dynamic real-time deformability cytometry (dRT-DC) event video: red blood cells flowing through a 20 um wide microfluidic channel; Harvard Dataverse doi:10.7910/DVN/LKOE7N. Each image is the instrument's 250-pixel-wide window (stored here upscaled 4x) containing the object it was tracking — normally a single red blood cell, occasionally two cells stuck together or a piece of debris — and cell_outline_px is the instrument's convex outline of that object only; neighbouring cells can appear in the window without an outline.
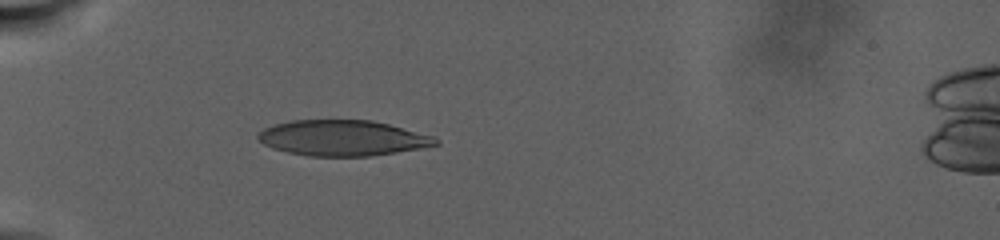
{"species": "human", "species_latin": "Homo sapiens", "temperature_condition": "warm", "stored_images_in_passage": 86, "camera_frame_rate_fps": 3000, "um_per_image_px": 0.085, "donor": {"sex": "male"}, "frame": {"image": 1, "passage_image": 29, "time_ms": 10.667, "image_size_px": [1000, 240], "cell_outline_px": [[440, 144], [420, 148], [396, 152], [368, 156], [308, 156], [288, 152], [272, 148], [264, 144], [256, 136], [264, 128], [276, 124], [292, 120], [372, 120], [388, 124], [432, 136], [440, 140]], "centroid_in_image_um": [29.11, 11.73], "position_along_channel_um": 55.9, "area_um2": 36.59}}
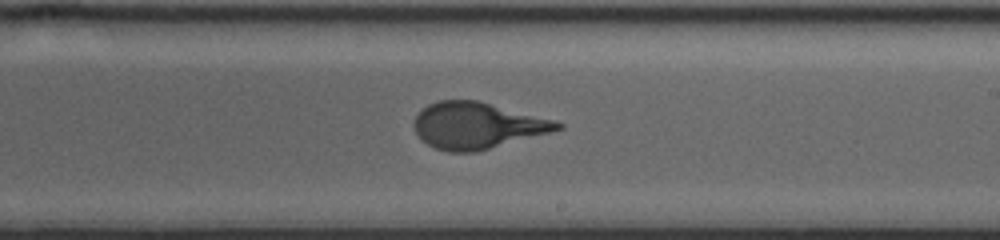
{"frame": {"image": 2, "passage_image": 55, "time_ms": 20.667, "image_size_px": [1000, 240], "cell_outline_px": [[564, 128], [476, 152], [448, 152], [436, 148], [420, 140], [412, 124], [416, 116], [428, 104], [440, 100], [476, 100], [552, 120], [564, 124]], "centroid_in_image_um": [40.5, 10.68], "position_along_channel_um": 248.5, "area_um2": 38.21}}
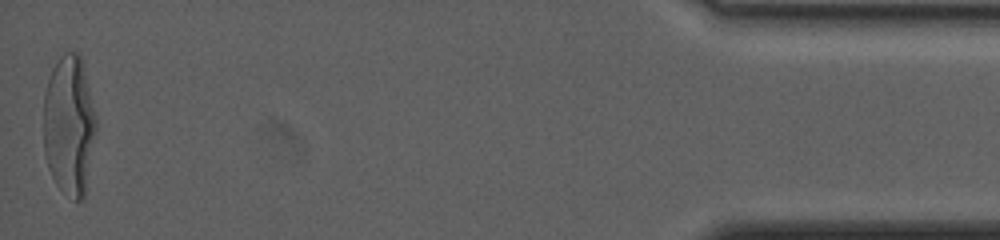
{"frame": {"image": 3, "passage_image": 86, "time_ms": 32.667, "image_size_px": [1000, 240], "cell_outline_px": [[96, 128], [84, 200], [76, 200], [60, 188], [56, 184], [48, 168], [44, 152], [44, 92], [52, 68], [60, 56], [64, 52], [80, 52], [96, 116]], "centroid_in_image_um": [5.87, 10.62], "position_along_channel_um": 429.3, "area_um2": 42.89}, "authors_computed_cell_mechanics": {"area_um2": 39.304, "velocity_mm_per_s": 2.1401, "shape_relaxation_time_tau1_ms": 8.8281, "shape_relaxation_time_tau2_ms": null, "deformation_change_tau1": 0.275, "deformation_change_tau2": null}}